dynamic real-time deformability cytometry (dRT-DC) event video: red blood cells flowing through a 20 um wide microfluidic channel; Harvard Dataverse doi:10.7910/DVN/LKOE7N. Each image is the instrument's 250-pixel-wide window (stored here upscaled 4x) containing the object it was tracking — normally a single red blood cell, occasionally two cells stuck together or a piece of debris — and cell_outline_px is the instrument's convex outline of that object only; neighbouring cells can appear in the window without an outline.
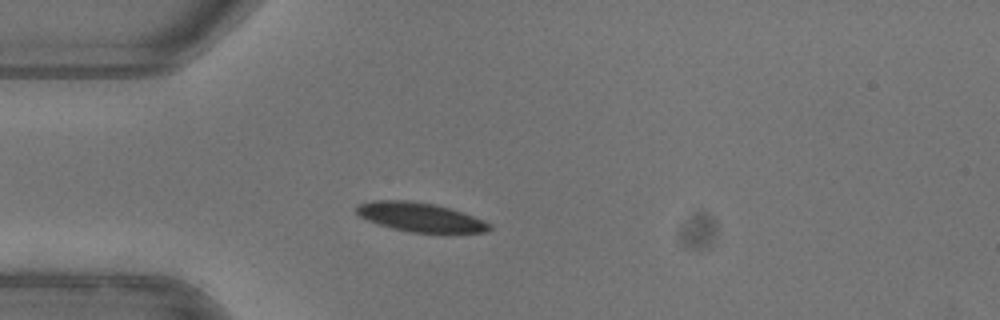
{"species": "common noctule bat (a hibernating species)", "species_latin": "Nyctalus noctula", "temperature_condition": "warm", "stored_images_in_passage": 39, "camera_frame_rate_fps": 3000, "um_per_image_px": 0.085, "animal": {"sex": "female"}, "frame": {"image": 1, "passage_image": 1, "time_ms": 0.0, "image_size_px": [1000, 320], "cell_outline_px": [[492, 228], [484, 232], [412, 232], [392, 228], [376, 224], [364, 220], [356, 212], [356, 208], [360, 204], [372, 200], [408, 200], [432, 204], [448, 208], [472, 216], [488, 224]], "centroid_in_image_um": [35.6, 18.45], "position_along_channel_um": 49.4, "area_um2": 22.02}, "authors_computed_cell_mechanics": {"area_um2": 22.8888, "velocity_mm_per_s": 3.9459, "shape_relaxation_time_tau1_ms": 3.2978, "shape_relaxation_time_tau2_ms": null, "deformation_change_tau1": 0.123, "deformation_change_tau2": null}}